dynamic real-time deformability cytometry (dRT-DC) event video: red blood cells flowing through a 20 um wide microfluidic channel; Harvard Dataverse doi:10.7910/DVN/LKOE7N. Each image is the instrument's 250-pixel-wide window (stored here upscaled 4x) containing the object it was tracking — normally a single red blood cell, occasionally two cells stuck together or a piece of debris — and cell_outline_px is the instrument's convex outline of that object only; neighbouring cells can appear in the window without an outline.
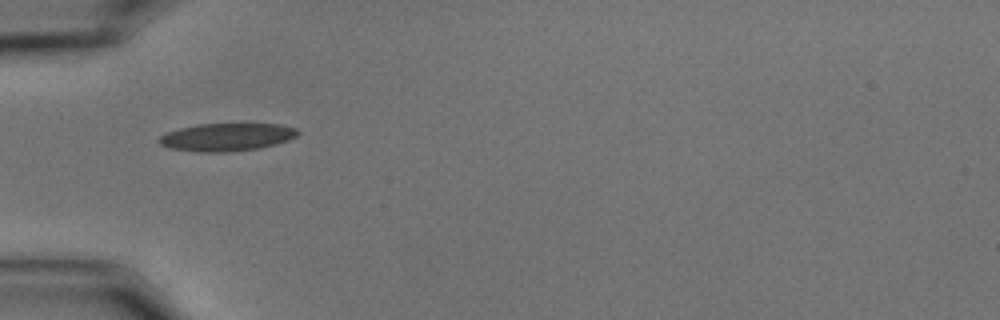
{"species": "common noctule bat (a hibernating species)", "species_latin": "Nyctalus noctula", "temperature_condition": "cold", "stored_images_in_passage": 33, "camera_frame_rate_fps": 3000, "um_per_image_px": 0.085, "animal": {"sex": "male", "body_mass_g": 15.6}, "frame": {"image": 1, "passage_image": 1, "time_ms": 0.0, "image_size_px": [1000, 320], "cell_outline_px": [[300, 132], [296, 136], [288, 140], [276, 144], [256, 148], [228, 152], [196, 152], [172, 148], [160, 144], [156, 140], [160, 136], [168, 132], [180, 128], [196, 124], [280, 124], [296, 128]], "centroid_in_image_um": [19.26, 11.65], "position_along_channel_um": 65.7, "area_um2": 22.37}}
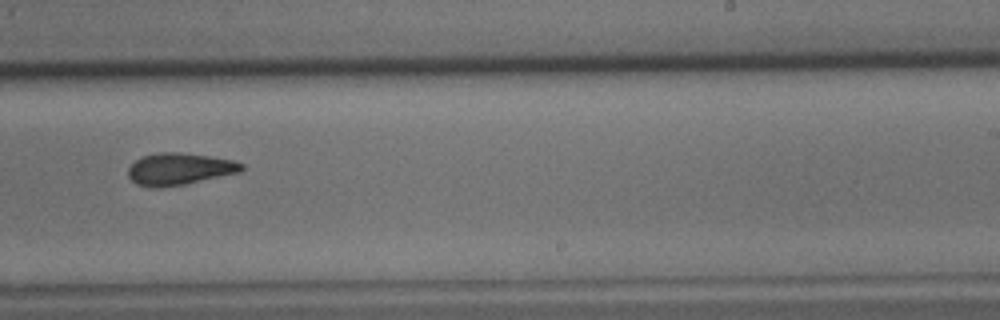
{"frame": {"image": 2, "passage_image": 19, "time_ms": 6.0, "image_size_px": [1000, 320], "cell_outline_px": [[244, 168], [240, 172], [184, 184], [156, 188], [152, 188], [136, 184], [128, 176], [128, 168], [136, 160], [144, 156], [160, 152], [180, 152], [208, 156], [232, 160], [244, 164]], "centroid_in_image_um": [15.23, 14.36], "position_along_channel_um": 273.8, "area_um2": 20.92}}
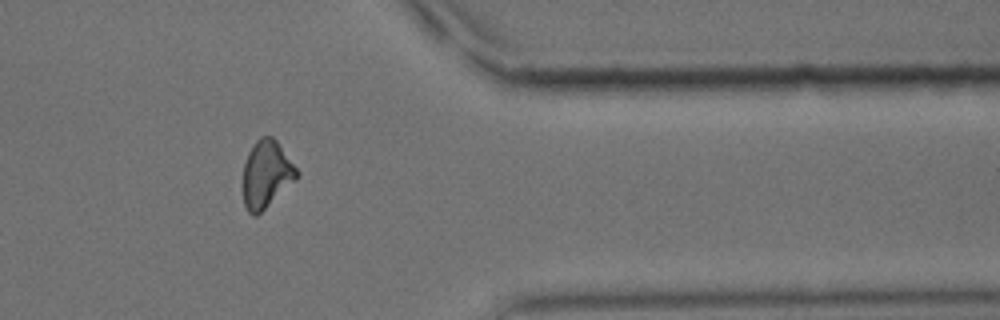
{"frame": {"image": 3, "passage_image": 30, "time_ms": 9.667, "image_size_px": [1000, 320], "cell_outline_px": [[300, 176], [296, 180], [256, 216], [252, 216], [248, 212], [244, 204], [244, 164], [248, 152], [256, 140], [260, 136], [272, 136], [276, 140], [296, 168]], "centroid_in_image_um": [22.64, 14.81], "position_along_channel_um": 388.8, "area_um2": 20.81}, "authors_computed_cell_mechanics": {"area_um2": 20.9236, "velocity_mm_per_s": 3.4808, "shape_relaxation_time_tau1_ms": 5.9756, "shape_relaxation_time_tau2_ms": 3.477, "deformation_change_tau1": 0.1705, "deformation_change_tau2": 0.0926}}